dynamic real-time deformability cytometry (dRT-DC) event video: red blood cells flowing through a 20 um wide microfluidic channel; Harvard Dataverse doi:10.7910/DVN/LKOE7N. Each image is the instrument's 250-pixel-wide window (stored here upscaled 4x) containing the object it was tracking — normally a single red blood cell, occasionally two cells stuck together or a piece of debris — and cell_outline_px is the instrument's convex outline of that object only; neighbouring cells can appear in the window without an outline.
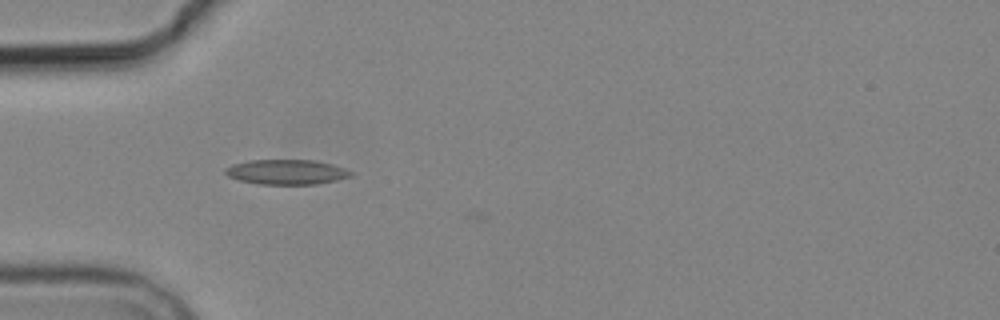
{"species": "common noctule bat (a hibernating species)", "species_latin": "Nyctalus noctula", "temperature_condition": "cold", "stored_images_in_passage": 5, "camera_frame_rate_fps": 3000, "um_per_image_px": 0.085, "animal": {"sex": "male", "body_mass_g": 19.2, "forearm_length_mm": 51.8}, "frame": {"image": 1, "passage_image": 4, "time_ms": 3.667, "image_size_px": [1000, 320], "cell_outline_px": [[352, 176], [336, 180], [316, 184], [260, 184], [240, 180], [228, 176], [224, 172], [224, 168], [232, 164], [248, 160], [316, 160], [332, 164], [344, 168], [352, 172]], "centroid_in_image_um": [24.34, 14.61], "position_along_channel_um": 60.7, "area_um2": 18.21}}